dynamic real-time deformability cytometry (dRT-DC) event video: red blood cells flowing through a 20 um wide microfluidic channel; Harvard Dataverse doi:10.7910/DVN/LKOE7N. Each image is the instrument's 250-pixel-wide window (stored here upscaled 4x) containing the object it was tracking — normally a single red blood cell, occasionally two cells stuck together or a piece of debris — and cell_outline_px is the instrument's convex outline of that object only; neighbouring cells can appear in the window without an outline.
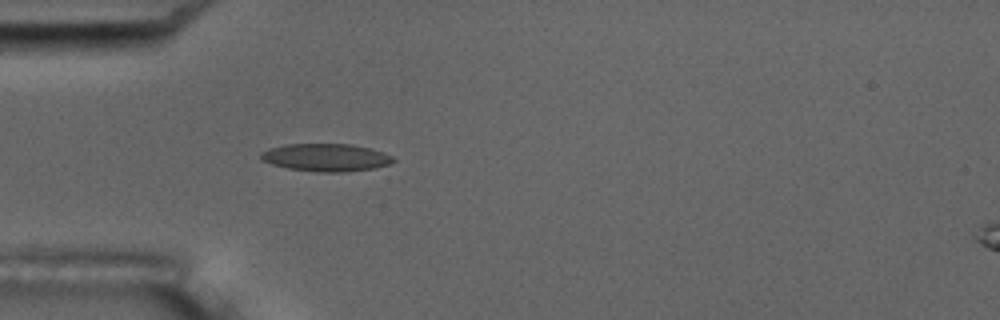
{"species": "common noctule bat (a hibernating species)", "species_latin": "Nyctalus noctula", "temperature_condition": "room temperature", "stored_images_in_passage": 3, "camera_frame_rate_fps": 3000, "um_per_image_px": 0.085, "animal": {"sex": "male", "body_mass_g": 17.5, "forearm_length_mm": 52.3}, "frame": {"image": 1, "passage_image": 3, "time_ms": 3.0, "image_size_px": [1000, 320], "cell_outline_px": [[396, 160], [392, 164], [376, 168], [344, 172], [316, 172], [288, 168], [272, 164], [260, 160], [260, 152], [268, 148], [284, 144], [352, 144], [372, 148], [384, 152], [392, 156]], "centroid_in_image_um": [27.73, 13.38], "position_along_channel_um": 57.3, "area_um2": 21.73}}